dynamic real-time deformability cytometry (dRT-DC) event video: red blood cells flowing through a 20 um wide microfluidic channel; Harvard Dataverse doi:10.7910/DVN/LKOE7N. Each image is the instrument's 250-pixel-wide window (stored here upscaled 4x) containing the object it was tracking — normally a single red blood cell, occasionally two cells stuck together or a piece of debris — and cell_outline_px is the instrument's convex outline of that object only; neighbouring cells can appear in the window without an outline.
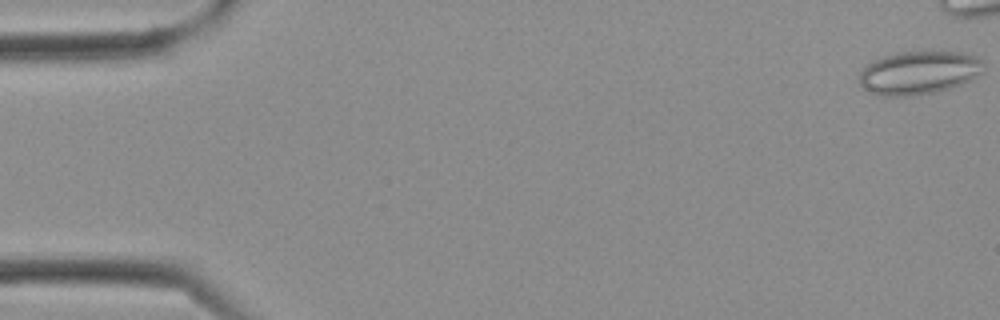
{"species": "Egyptian fruit bat (a non-hibernating species)", "species_latin": "Rousettus aegyptiacus", "temperature_condition": "cold", "stored_images_in_passage": 16, "camera_frame_rate_fps": 3000, "um_per_image_px": 0.085, "frame": {"image": 1, "passage_image": 1, "time_ms": 0.0, "image_size_px": [1000, 320], "cell_outline_px": [[984, 60], [980, 72], [972, 80], [936, 92], [912, 96], [884, 96], [872, 92], [864, 88], [860, 84], [860, 68], [872, 60], [880, 56], [896, 52], [924, 48], [928, 48], [960, 52], [976, 56]], "centroid_in_image_um": [78.09, 6.11], "position_along_channel_um": 6.9, "area_um2": 32.43}}
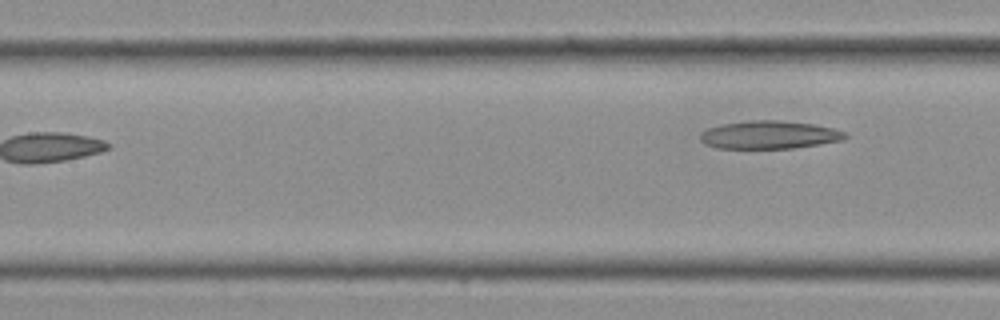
{"frame": {"image": 2, "passage_image": 16, "time_ms": 5.0, "image_size_px": [1000, 320], "cell_outline_px": [[848, 136], [844, 140], [820, 144], [792, 148], [716, 148], [704, 144], [700, 140], [700, 132], [708, 128], [720, 124], [752, 120], [780, 120], [812, 124], [836, 128], [844, 132]], "centroid_in_image_um": [65.38, 11.46], "position_along_channel_um": 142.0, "area_um2": 23.81}}